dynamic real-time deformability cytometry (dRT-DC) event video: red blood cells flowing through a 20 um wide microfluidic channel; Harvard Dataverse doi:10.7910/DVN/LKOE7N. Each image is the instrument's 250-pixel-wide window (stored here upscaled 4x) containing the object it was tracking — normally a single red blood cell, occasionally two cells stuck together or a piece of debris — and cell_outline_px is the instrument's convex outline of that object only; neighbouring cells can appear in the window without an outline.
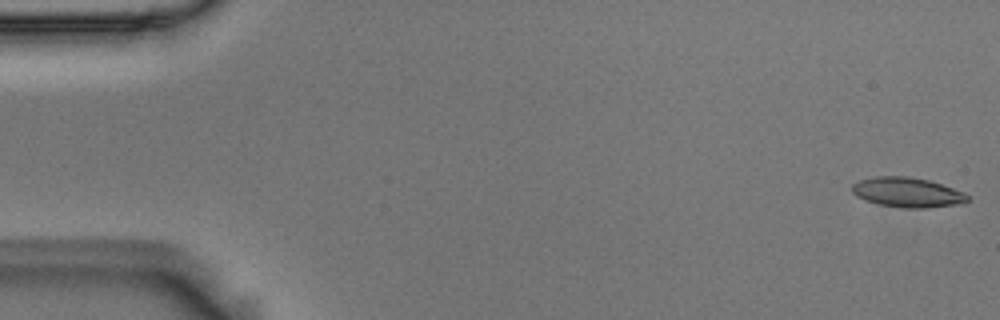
{"species": "Egyptian fruit bat (a non-hibernating species)", "species_latin": "Rousettus aegyptiacus", "temperature_condition": "room temperature", "stored_images_in_passage": 55, "camera_frame_rate_fps": 3000, "um_per_image_px": 0.085, "animal": {"sex": "male"}, "frame": {"image": 1, "passage_image": 1, "time_ms": 0.0, "image_size_px": [1000, 320], "cell_outline_px": [[968, 200], [964, 204], [928, 208], [904, 208], [880, 204], [864, 200], [856, 196], [852, 192], [852, 184], [860, 180], [876, 176], [908, 176], [928, 180], [964, 192], [968, 196]], "centroid_in_image_um": [77.13, 16.36], "position_along_channel_um": 7.9, "area_um2": 20.11}}
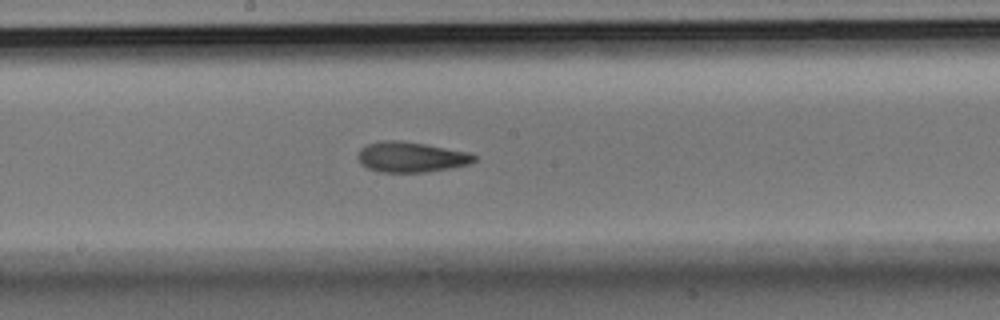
{"frame": {"image": 2, "passage_image": 29, "time_ms": 9.333, "image_size_px": [1000, 320], "cell_outline_px": [[476, 160], [468, 164], [448, 168], [424, 172], [380, 172], [368, 168], [360, 164], [356, 156], [360, 148], [368, 144], [380, 140], [400, 140], [424, 144], [468, 152], [476, 156]], "centroid_in_image_um": [34.87, 13.34], "position_along_channel_um": 213.3, "area_um2": 20.52}}
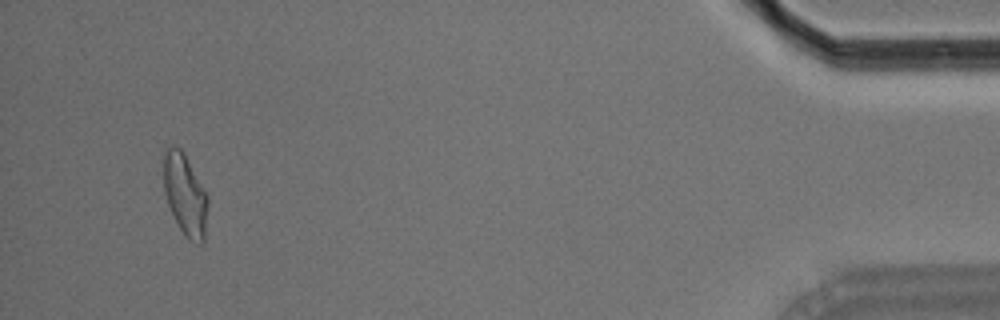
{"frame": {"image": 3, "passage_image": 52, "time_ms": 17.0, "image_size_px": [1000, 320], "cell_outline_px": [[208, 208], [204, 240], [200, 244], [188, 240], [184, 236], [168, 204], [164, 192], [164, 152], [172, 144], [180, 148], [184, 152], [208, 196]], "centroid_in_image_um": [15.75, 16.55], "position_along_channel_um": 419.5, "area_um2": 20.98}, "authors_computed_cell_mechanics": {"area_um2": 20.3456, "velocity_mm_per_s": 3.6653, "shape_relaxation_time_tau1_ms": 5.4249, "shape_relaxation_time_tau2_ms": 2.9611, "deformation_change_tau1": 0.1743, "deformation_change_tau2": 0.115}}